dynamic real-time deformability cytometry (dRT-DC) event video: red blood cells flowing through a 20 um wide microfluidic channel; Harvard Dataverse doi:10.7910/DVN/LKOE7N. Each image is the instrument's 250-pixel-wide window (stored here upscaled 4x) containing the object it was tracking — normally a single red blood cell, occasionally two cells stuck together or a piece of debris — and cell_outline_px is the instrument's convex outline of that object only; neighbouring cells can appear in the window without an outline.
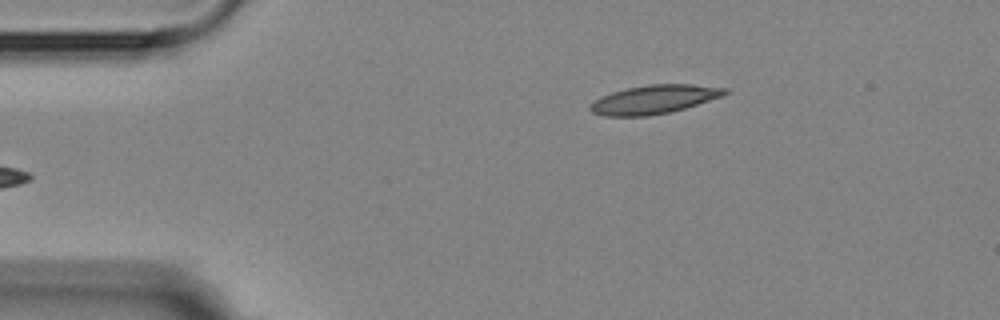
{"species": "Egyptian fruit bat (a non-hibernating species)", "species_latin": "Rousettus aegyptiacus", "temperature_condition": "room temperature", "stored_images_in_passage": 4, "camera_frame_rate_fps": 3000, "um_per_image_px": 0.085, "animal": {"sex": "female"}, "frame": {"image": 1, "passage_image": 4, "time_ms": 3.333, "image_size_px": [1000, 320], "cell_outline_px": [[728, 92], [724, 96], [684, 108], [668, 112], [648, 116], [604, 116], [592, 112], [588, 108], [596, 100], [612, 92], [628, 88], [648, 84], [692, 84], [728, 88]], "centroid_in_image_um": [55.64, 8.44], "position_along_channel_um": 29.4, "area_um2": 22.31}}